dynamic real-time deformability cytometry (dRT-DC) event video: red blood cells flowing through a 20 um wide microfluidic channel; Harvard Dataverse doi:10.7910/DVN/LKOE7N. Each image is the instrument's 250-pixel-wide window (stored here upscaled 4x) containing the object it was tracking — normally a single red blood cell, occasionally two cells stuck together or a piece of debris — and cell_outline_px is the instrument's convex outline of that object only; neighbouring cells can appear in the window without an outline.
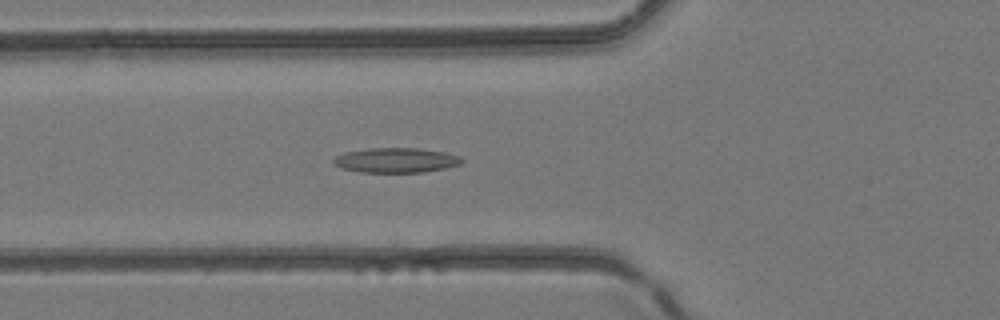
{"species": "common noctule bat (a hibernating species)", "species_latin": "Nyctalus noctula", "temperature_condition": "room temperature", "stored_images_in_passage": 41, "camera_frame_rate_fps": 3000, "um_per_image_px": 0.085, "animal": {"sex": "female", "body_mass_g": 24.6, "forearm_length_mm": 56.2}, "frame": {"image": 1, "passage_image": 15, "time_ms": 4.667, "image_size_px": [1000, 320], "cell_outline_px": [[464, 160], [460, 164], [444, 168], [424, 172], [360, 172], [340, 168], [332, 164], [332, 160], [336, 156], [344, 152], [368, 148], [420, 148], [444, 152], [460, 156]], "centroid_in_image_um": [33.62, 13.61], "position_along_channel_um": 92.2, "area_um2": 18.67}}
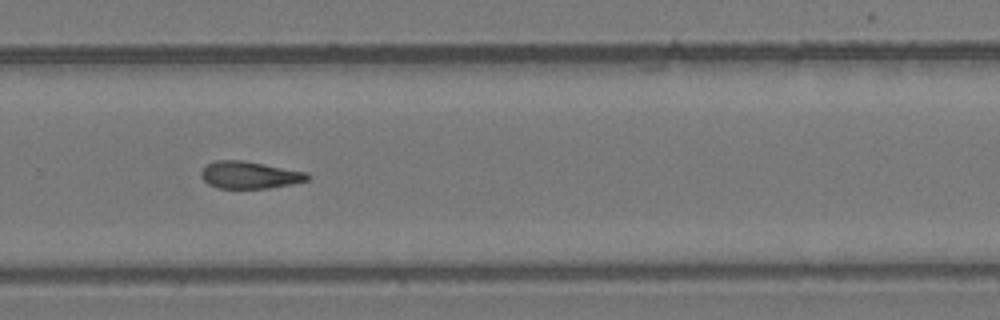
{"frame": {"image": 2, "passage_image": 28, "time_ms": 9.0, "image_size_px": [1000, 320], "cell_outline_px": [[312, 176], [308, 180], [292, 184], [268, 188], [216, 188], [208, 184], [200, 176], [200, 172], [208, 164], [216, 160], [244, 160], [308, 172]], "centroid_in_image_um": [21.24, 14.87], "position_along_channel_um": 308.6, "area_um2": 16.99}}
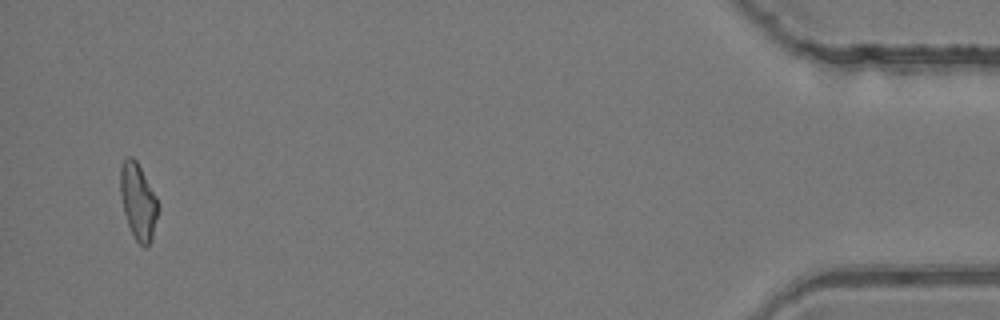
{"frame": {"image": 3, "passage_image": 40, "time_ms": 13.0, "image_size_px": [1000, 320], "cell_outline_px": [[160, 208], [152, 236], [148, 244], [144, 248], [136, 240], [128, 224], [124, 212], [120, 196], [120, 168], [124, 160], [128, 156], [132, 156], [136, 160], [156, 196], [160, 204]], "centroid_in_image_um": [11.75, 17.11], "position_along_channel_um": 423.5, "area_um2": 16.7}}